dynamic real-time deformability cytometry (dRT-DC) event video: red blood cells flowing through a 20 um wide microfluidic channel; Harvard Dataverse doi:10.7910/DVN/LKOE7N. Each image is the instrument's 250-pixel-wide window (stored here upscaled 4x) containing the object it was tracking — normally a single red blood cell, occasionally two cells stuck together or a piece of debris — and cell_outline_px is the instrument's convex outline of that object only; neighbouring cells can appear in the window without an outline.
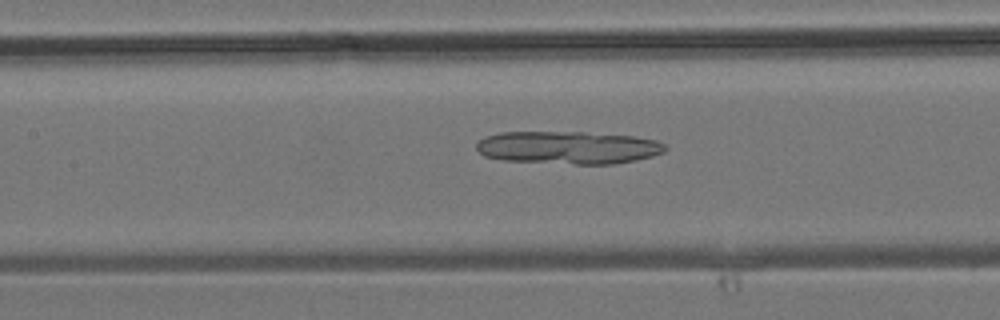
{"species": "common noctule bat (a hibernating species)", "species_latin": "Nyctalus noctula", "temperature_condition": "room temperature", "stored_images_in_passage": 33, "camera_frame_rate_fps": 3000, "um_per_image_px": 0.085, "animal": {"sex": "male", "body_mass_g": 19.2, "forearm_length_mm": 51.8}, "frame": {"image": 1, "passage_image": 11, "time_ms": 3.333, "image_size_px": [1000, 320], "cell_outline_px": [[668, 148], [664, 152], [652, 156], [636, 160], [612, 164], [576, 164], [504, 160], [484, 156], [476, 148], [476, 144], [484, 136], [500, 132], [584, 132], [632, 136], [656, 140], [664, 144]], "centroid_in_image_um": [48.29, 12.54], "position_along_channel_um": 159.1, "area_um2": 36.07}}
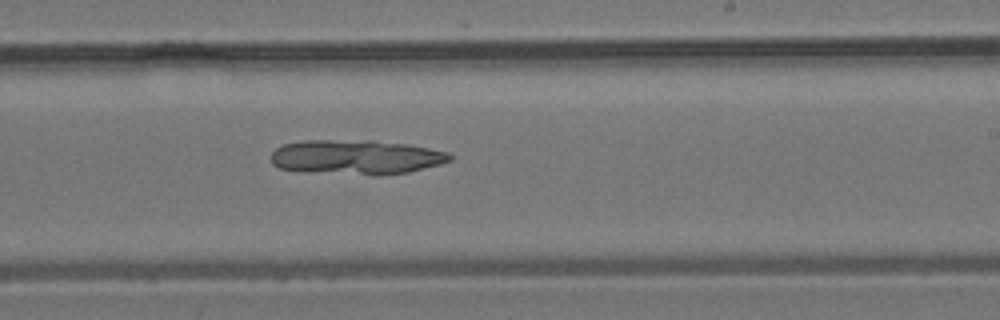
{"frame": {"image": 2, "passage_image": 17, "time_ms": 5.333, "image_size_px": [1000, 320], "cell_outline_px": [[452, 160], [440, 164], [408, 172], [380, 176], [372, 176], [280, 168], [272, 164], [272, 152], [276, 148], [284, 144], [304, 140], [372, 140], [408, 144], [448, 152], [452, 156]], "centroid_in_image_um": [30.32, 13.35], "position_along_channel_um": 258.7, "area_um2": 35.95}}
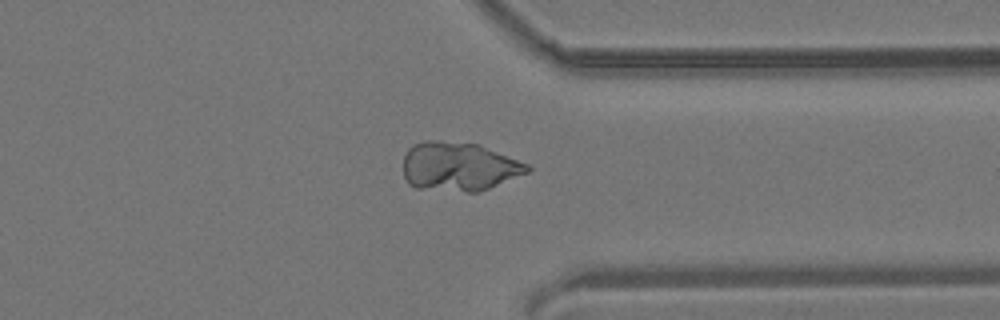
{"frame": {"image": 3, "passage_image": 24, "time_ms": 7.667, "image_size_px": [1000, 320], "cell_outline_px": [[532, 168], [528, 172], [488, 188], [476, 192], [468, 192], [416, 188], [408, 184], [404, 176], [404, 156], [408, 148], [412, 144], [424, 140], [440, 140], [480, 144], [528, 164]], "centroid_in_image_um": [38.97, 14.14], "position_along_channel_um": 372.4, "area_um2": 35.49}}